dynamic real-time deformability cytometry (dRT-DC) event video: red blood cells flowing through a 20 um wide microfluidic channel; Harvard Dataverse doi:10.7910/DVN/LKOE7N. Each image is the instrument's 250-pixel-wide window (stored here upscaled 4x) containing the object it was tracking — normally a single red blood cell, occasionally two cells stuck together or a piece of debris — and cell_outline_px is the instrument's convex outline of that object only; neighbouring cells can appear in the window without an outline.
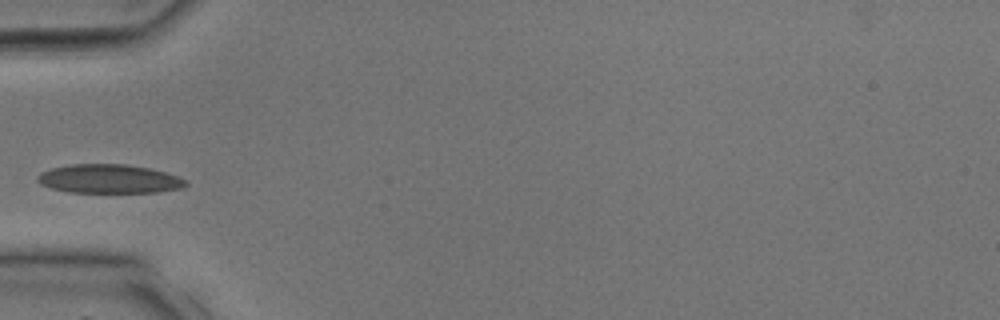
{"species": "common noctule bat (a hibernating species)", "species_latin": "Nyctalus noctula", "temperature_condition": "room temperature", "stored_images_in_passage": 23, "camera_frame_rate_fps": 3000, "um_per_image_px": 0.085, "animal": {"sex": "male", "body_mass_g": 17.9, "forearm_length_mm": 54.2}, "frame": {"image": 1, "passage_image": 1, "time_ms": 0.0, "image_size_px": [1000, 320], "cell_outline_px": [[188, 184], [180, 188], [156, 192], [68, 192], [52, 188], [40, 184], [36, 180], [36, 176], [40, 172], [52, 168], [72, 164], [124, 164], [152, 168], [168, 172], [188, 180]], "centroid_in_image_um": [9.29, 15.19], "position_along_channel_um": 75.7, "area_um2": 25.09}}
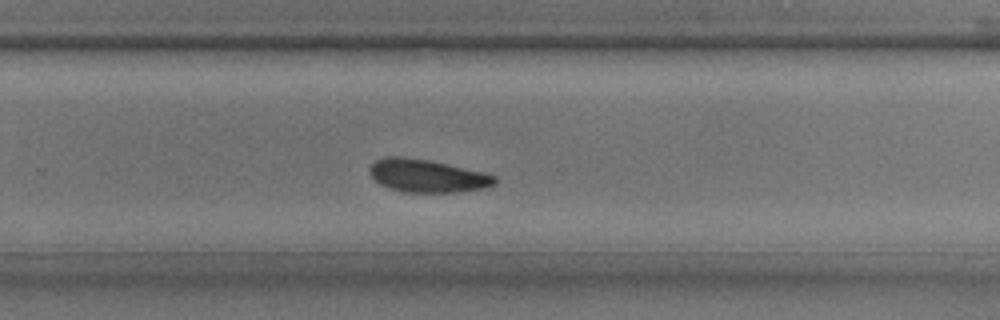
{"frame": {"image": 2, "passage_image": 12, "time_ms": 3.667, "image_size_px": [1000, 320], "cell_outline_px": [[496, 184], [484, 188], [456, 192], [404, 192], [388, 188], [380, 184], [368, 172], [368, 168], [376, 160], [388, 156], [400, 156], [428, 160], [484, 172], [496, 176]], "centroid_in_image_um": [36.3, 14.95], "position_along_channel_um": 293.5, "area_um2": 23.93}}
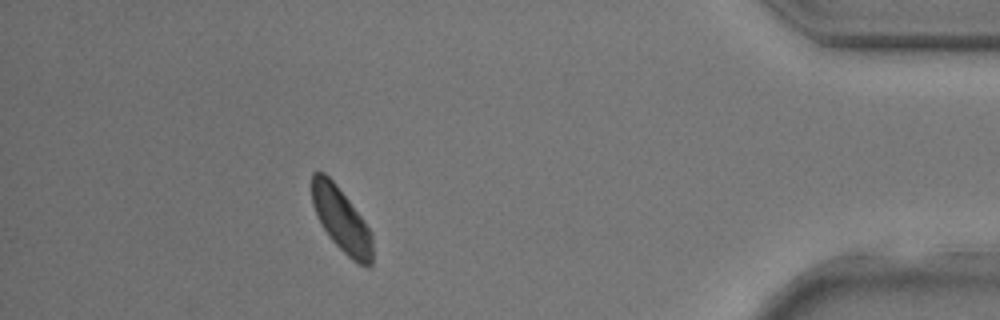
{"frame": {"image": 3, "passage_image": 20, "time_ms": 6.333, "image_size_px": [1000, 320], "cell_outline_px": [[372, 264], [368, 268], [352, 260], [332, 240], [316, 216], [312, 204], [312, 172], [324, 172], [336, 184], [372, 232]], "centroid_in_image_um": [29.01, 18.69], "position_along_channel_um": 406.2, "area_um2": 22.31}}